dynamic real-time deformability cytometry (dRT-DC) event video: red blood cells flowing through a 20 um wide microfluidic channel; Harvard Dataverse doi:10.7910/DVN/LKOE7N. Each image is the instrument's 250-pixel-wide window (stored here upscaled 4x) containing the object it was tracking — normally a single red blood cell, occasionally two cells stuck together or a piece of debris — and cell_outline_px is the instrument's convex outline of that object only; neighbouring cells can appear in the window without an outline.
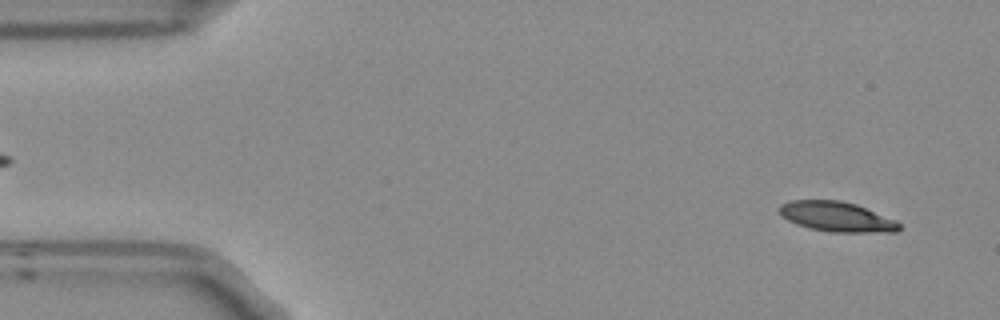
{"species": "Egyptian fruit bat (a non-hibernating species)", "species_latin": "Rousettus aegyptiacus", "temperature_condition": "room temperature", "stored_images_in_passage": 5, "segment_of_instrument_passage": [2, 2], "camera_frame_rate_fps": 3000, "um_per_image_px": 0.085, "frame": {"image": 1, "passage_image": 5, "time_ms": 1.333, "image_size_px": [1000, 320], "cell_outline_px": [[900, 228], [896, 232], [828, 232], [808, 228], [796, 224], [780, 216], [776, 208], [780, 204], [788, 200], [840, 200], [856, 204], [896, 220], [900, 224]], "centroid_in_image_um": [71.05, 18.41], "position_along_channel_um": 13.9, "area_um2": 21.21}}